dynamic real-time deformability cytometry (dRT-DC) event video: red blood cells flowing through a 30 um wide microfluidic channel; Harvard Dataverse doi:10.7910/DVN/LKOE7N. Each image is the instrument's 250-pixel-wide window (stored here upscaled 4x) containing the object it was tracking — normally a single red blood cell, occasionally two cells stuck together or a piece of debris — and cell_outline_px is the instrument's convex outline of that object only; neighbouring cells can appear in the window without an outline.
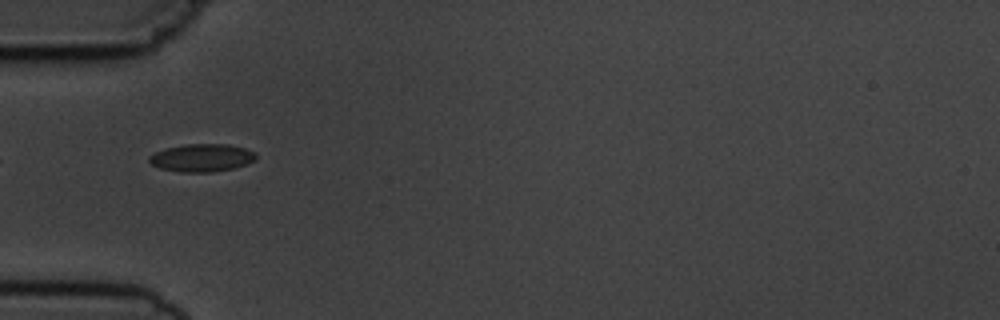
{"species": "common noctule bat (a hibernating species)", "species_latin": "Nyctalus noctula", "temperature_condition": "cold", "stored_images_in_passage": 8, "camera_frame_rate_fps": 3000, "um_per_image_px": 0.085, "animal": {"sex": "male", "body_mass_g": 19.5, "forearm_length_mm": 54.6}, "frame": {"image": 1, "passage_image": 4, "time_ms": 3.667, "image_size_px": [1000, 320], "cell_outline_px": [[256, 160], [232, 168], [212, 172], [180, 172], [160, 168], [152, 164], [148, 160], [148, 156], [164, 148], [184, 144], [228, 144], [244, 148], [256, 152]], "centroid_in_image_um": [17.13, 13.4], "position_along_channel_um": 67.9, "area_um2": 17.28}}
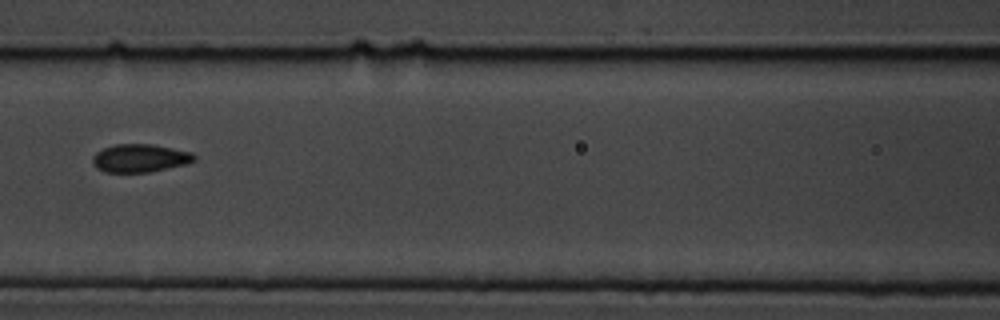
{"frame": {"image": 2, "passage_image": 6, "time_ms": 6.0, "image_size_px": [1000, 320], "cell_outline_px": [[196, 160], [184, 164], [152, 172], [104, 172], [96, 168], [92, 164], [92, 156], [96, 152], [104, 148], [116, 144], [152, 144], [192, 152], [196, 156]], "centroid_in_image_um": [11.87, 13.44], "position_along_channel_um": 154.7, "area_um2": 16.7}}
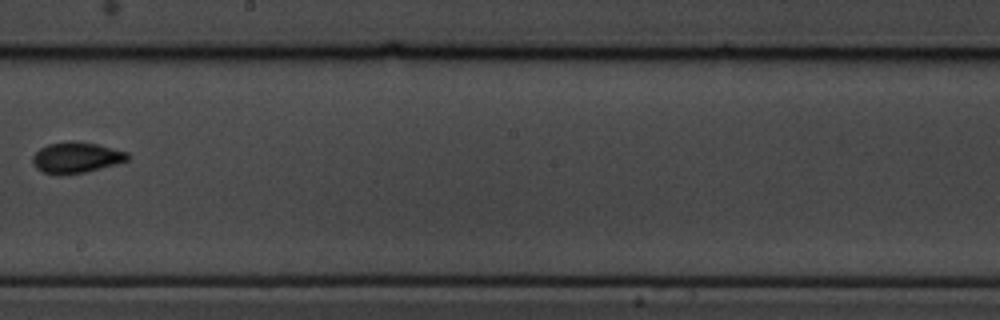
{"frame": {"image": 3, "passage_image": 8, "time_ms": 8.333, "image_size_px": [1000, 320], "cell_outline_px": [[132, 156], [128, 160], [116, 164], [84, 172], [44, 172], [36, 168], [32, 164], [32, 156], [40, 148], [48, 144], [68, 140], [72, 140], [96, 144], [128, 152]], "centroid_in_image_um": [6.51, 13.34], "position_along_channel_um": 241.7, "area_um2": 16.7}}